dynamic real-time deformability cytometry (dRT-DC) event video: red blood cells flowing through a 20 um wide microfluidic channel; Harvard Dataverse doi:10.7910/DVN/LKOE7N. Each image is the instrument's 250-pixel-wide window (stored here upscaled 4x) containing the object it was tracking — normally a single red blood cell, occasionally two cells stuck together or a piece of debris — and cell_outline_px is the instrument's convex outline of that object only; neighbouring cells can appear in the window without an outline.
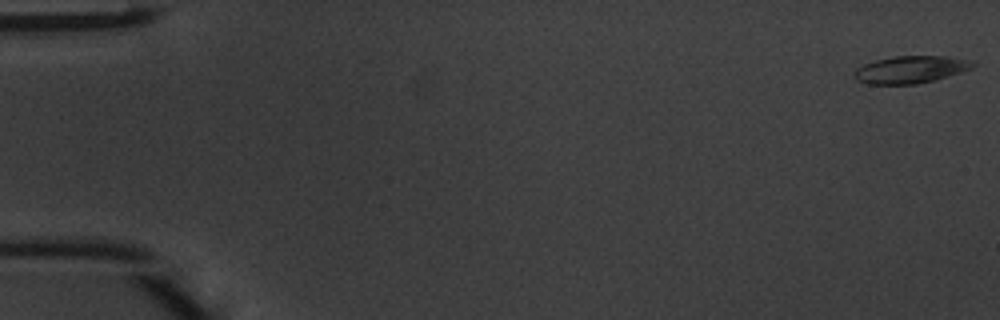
{"species": "common noctule bat (a hibernating species)", "species_latin": "Nyctalus noctula", "temperature_condition": "warm", "stored_images_in_passage": 8, "camera_frame_rate_fps": 3000, "um_per_image_px": 0.085, "animal": {"sex": "male", "body_mass_g": 20.1, "forearm_length_mm": 53.5}, "frame": {"image": 1, "passage_image": 1, "time_ms": 0.0, "image_size_px": [1000, 320], "cell_outline_px": [[976, 64], [972, 68], [960, 72], [932, 80], [916, 84], [868, 84], [856, 80], [852, 76], [852, 72], [856, 68], [864, 64], [876, 60], [892, 56], [948, 56], [964, 60]], "centroid_in_image_um": [77.3, 5.91], "position_along_channel_um": 7.7, "area_um2": 18.67}}